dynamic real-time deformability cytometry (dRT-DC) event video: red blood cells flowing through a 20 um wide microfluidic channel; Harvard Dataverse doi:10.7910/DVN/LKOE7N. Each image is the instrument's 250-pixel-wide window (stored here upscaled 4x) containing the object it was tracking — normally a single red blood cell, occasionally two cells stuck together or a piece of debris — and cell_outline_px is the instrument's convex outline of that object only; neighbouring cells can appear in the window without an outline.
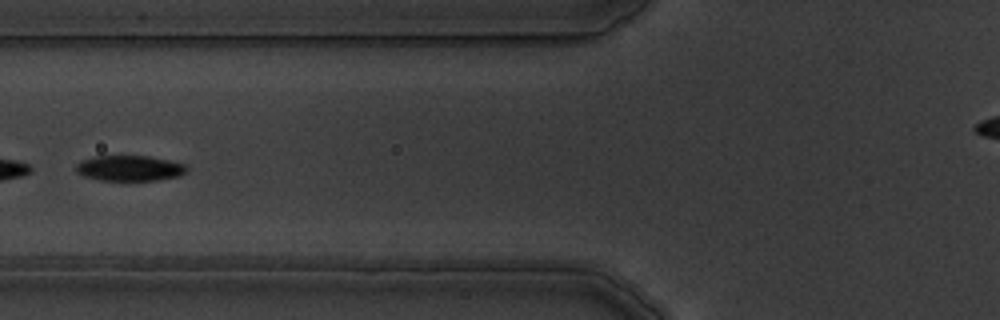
{"species": "common noctule bat (a hibernating species)", "species_latin": "Nyctalus noctula", "temperature_condition": "warm", "stored_images_in_passage": 9, "camera_frame_rate_fps": 3000, "um_per_image_px": 0.085, "animal": {"sex": "male", "body_mass_g": 19.5, "forearm_length_mm": 54.6}, "frame": {"image": 1, "passage_image": 6, "time_ms": 6.667, "image_size_px": [1000, 320], "cell_outline_px": [[188, 168], [180, 176], [156, 180], [100, 180], [84, 176], [76, 172], [76, 164], [80, 160], [96, 156], [148, 156], [168, 160], [184, 164]], "centroid_in_image_um": [10.98, 14.29], "position_along_channel_um": 114.8, "area_um2": 16.36}}
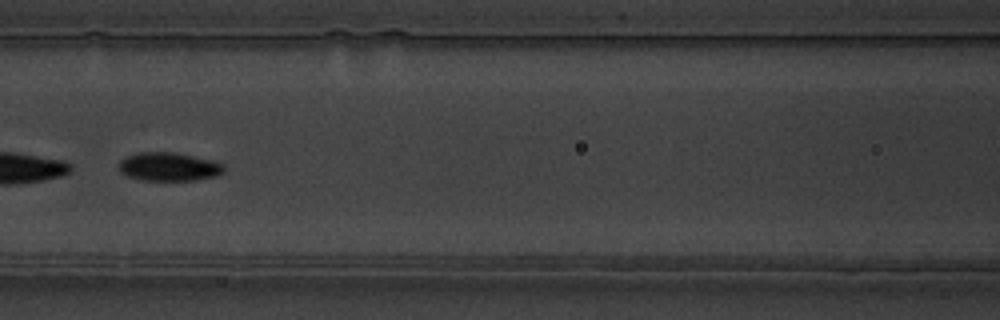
{"frame": {"image": 2, "passage_image": 7, "time_ms": 7.667, "image_size_px": [1000, 320], "cell_outline_px": [[224, 172], [216, 176], [196, 180], [140, 180], [128, 176], [120, 172], [120, 160], [136, 152], [172, 152], [212, 160], [224, 164]], "centroid_in_image_um": [14.36, 14.17], "position_along_channel_um": 152.2, "area_um2": 17.4}}